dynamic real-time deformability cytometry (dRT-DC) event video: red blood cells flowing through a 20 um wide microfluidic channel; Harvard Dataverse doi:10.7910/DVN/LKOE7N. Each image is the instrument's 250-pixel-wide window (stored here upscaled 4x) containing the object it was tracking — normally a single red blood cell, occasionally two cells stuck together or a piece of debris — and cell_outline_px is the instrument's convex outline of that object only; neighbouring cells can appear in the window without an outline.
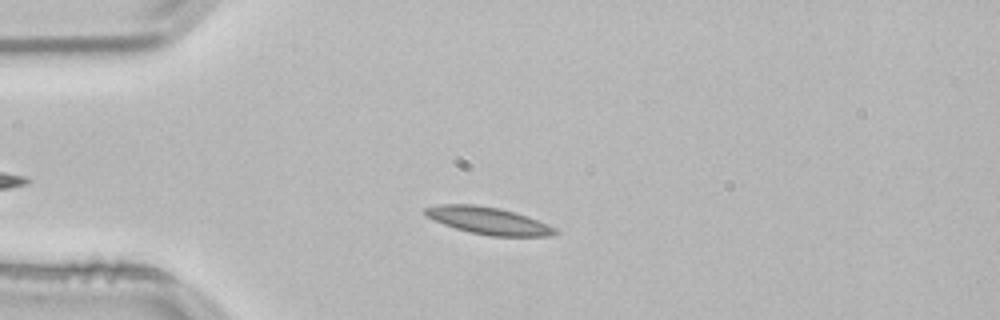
{"species": "common noctule bat (a hibernating species)", "species_latin": "Nyctalus noctula", "temperature_condition": "room temperature", "stored_images_in_passage": 43, "camera_frame_rate_fps": 3000, "um_per_image_px": 0.085, "animal": {"sex": "male", "body_mass_g": 21.5, "forearm_length_mm": 52.0}, "frame": {"image": 1, "passage_image": 10, "time_ms": 3.0, "image_size_px": [1000, 320], "cell_outline_px": [[560, 232], [552, 236], [488, 236], [468, 232], [444, 224], [424, 216], [424, 208], [440, 204], [476, 204], [500, 208], [516, 212], [528, 216], [556, 228]], "centroid_in_image_um": [41.51, 18.75], "position_along_channel_um": 43.5, "area_um2": 20.81}}
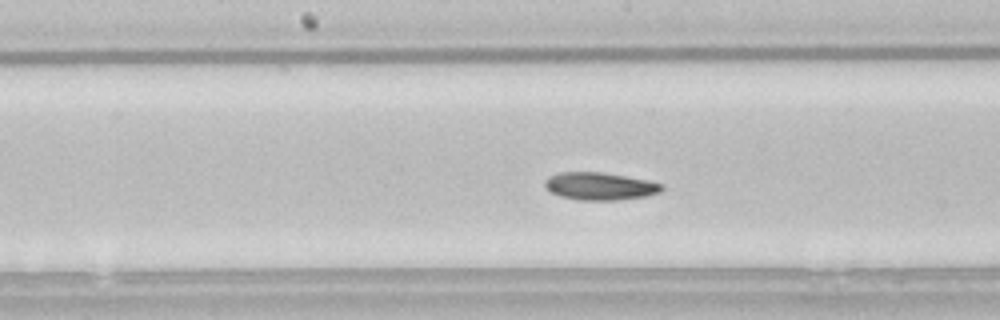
{"frame": {"image": 2, "passage_image": 24, "time_ms": 7.667, "image_size_px": [1000, 320], "cell_outline_px": [[664, 188], [660, 192], [644, 196], [620, 200], [580, 200], [560, 196], [552, 192], [544, 184], [544, 180], [548, 176], [560, 172], [600, 172], [648, 180], [664, 184]], "centroid_in_image_um": [51.0, 15.82], "position_along_channel_um": 197.2, "area_um2": 18.73}}
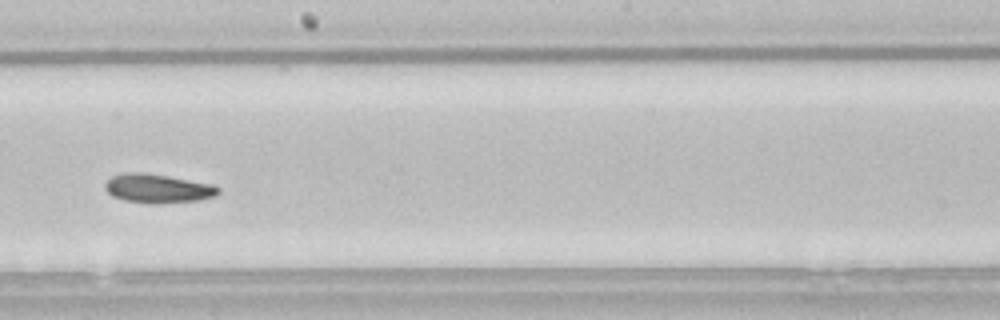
{"frame": {"image": 3, "passage_image": 27, "time_ms": 8.667, "image_size_px": [1000, 320], "cell_outline_px": [[220, 192], [212, 196], [196, 200], [160, 204], [152, 204], [124, 200], [112, 196], [104, 188], [104, 184], [112, 176], [124, 172], [140, 172], [168, 176], [216, 184], [220, 188]], "centroid_in_image_um": [13.41, 16.01], "position_along_channel_um": 234.8, "area_um2": 19.19}, "authors_computed_cell_mechanics": {"area_um2": 19.1318, "velocity_mm_per_s": 3.7682, "shape_relaxation_time_tau1_ms": 4.7718, "shape_relaxation_time_tau2_ms": 11.1596, "deformation_change_tau1": 0.1075, "deformation_change_tau2": 0.1718}}